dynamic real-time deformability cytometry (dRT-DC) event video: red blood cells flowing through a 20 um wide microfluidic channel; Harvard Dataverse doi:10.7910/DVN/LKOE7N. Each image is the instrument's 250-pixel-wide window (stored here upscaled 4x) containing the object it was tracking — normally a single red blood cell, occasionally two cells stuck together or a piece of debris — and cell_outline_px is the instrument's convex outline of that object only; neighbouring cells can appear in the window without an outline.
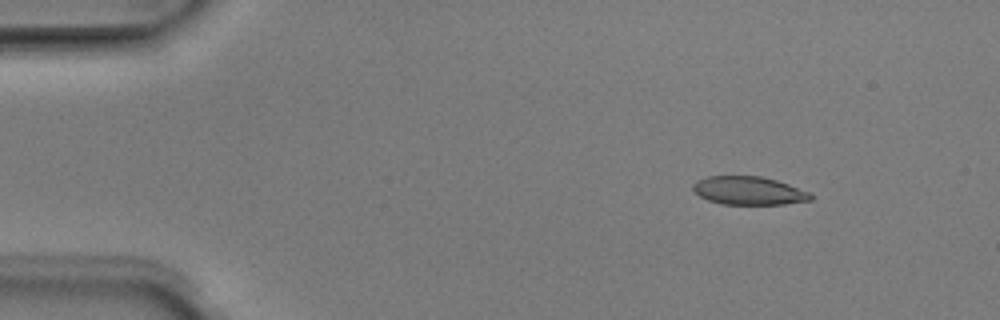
{"species": "Egyptian fruit bat (a non-hibernating species)", "species_latin": "Rousettus aegyptiacus", "temperature_condition": "room temperature", "stored_images_in_passage": 24, "camera_frame_rate_fps": 3000, "um_per_image_px": 0.085, "animal": {"sex": "male"}, "frame": {"image": 1, "passage_image": 1, "time_ms": 0.0, "image_size_px": [1000, 320], "cell_outline_px": [[812, 200], [784, 204], [720, 204], [708, 200], [700, 196], [692, 188], [692, 184], [696, 180], [708, 176], [760, 176], [776, 180], [812, 192]], "centroid_in_image_um": [63.65, 16.2], "position_along_channel_um": 21.3, "area_um2": 19.48}}
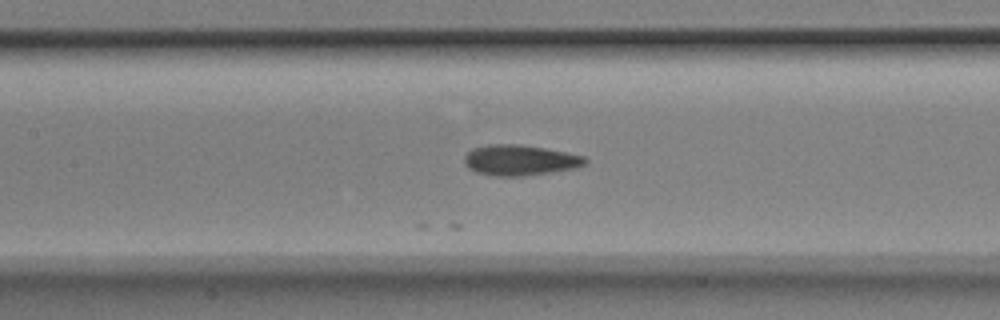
{"frame": {"image": 2, "passage_image": 18, "time_ms": 5.667, "image_size_px": [1000, 320], "cell_outline_px": [[588, 160], [584, 164], [576, 168], [524, 176], [492, 176], [476, 172], [468, 168], [464, 164], [464, 156], [472, 148], [488, 144], [520, 144], [544, 148], [584, 156]], "centroid_in_image_um": [44.15, 13.61], "position_along_channel_um": 163.3, "area_um2": 21.56}}
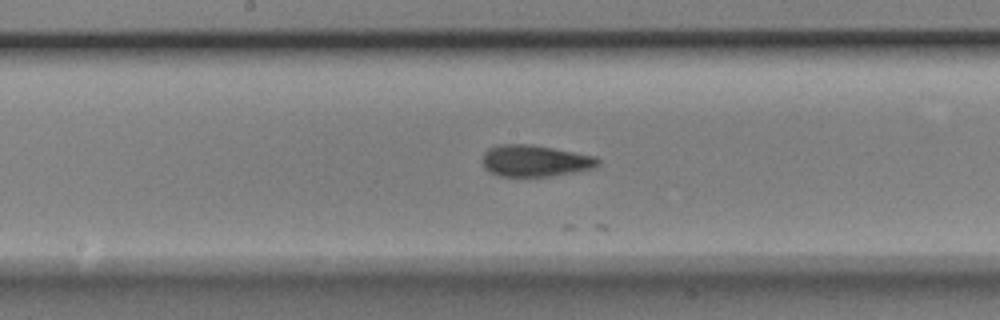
{"frame": {"image": 3, "passage_image": 21, "time_ms": 6.667, "image_size_px": [1000, 320], "cell_outline_px": [[600, 164], [592, 168], [552, 176], [500, 176], [488, 172], [484, 168], [480, 160], [484, 152], [488, 148], [496, 144], [532, 144], [596, 156], [600, 160]], "centroid_in_image_um": [45.41, 13.66], "position_along_channel_um": 202.8, "area_um2": 21.5}}